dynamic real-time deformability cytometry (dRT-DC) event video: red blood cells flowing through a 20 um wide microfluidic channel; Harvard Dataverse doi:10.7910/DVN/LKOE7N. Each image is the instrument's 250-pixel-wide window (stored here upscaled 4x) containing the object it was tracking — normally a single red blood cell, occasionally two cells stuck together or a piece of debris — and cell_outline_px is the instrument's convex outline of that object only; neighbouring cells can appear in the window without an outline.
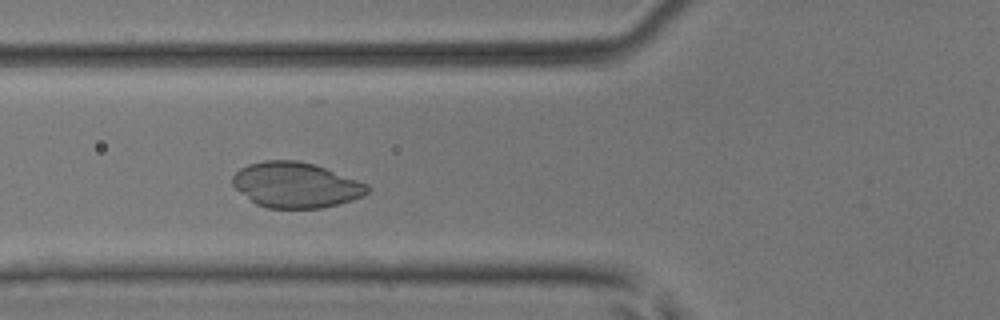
{"species": "common noctule bat (a hibernating species)", "species_latin": "Nyctalus noctula", "temperature_condition": "room temperature", "stored_images_in_passage": 10, "camera_frame_rate_fps": 3000, "um_per_image_px": 0.085, "animal": {"sex": "male", "body_mass_g": 17.9, "forearm_length_mm": 54.2}, "frame": {"image": 1, "passage_image": 7, "time_ms": 2.0, "image_size_px": [1000, 320], "cell_outline_px": [[372, 188], [364, 196], [352, 200], [320, 208], [268, 208], [256, 204], [236, 188], [232, 184], [232, 176], [240, 168], [248, 164], [264, 160], [296, 160], [316, 164], [368, 184]], "centroid_in_image_um": [25.16, 15.71], "position_along_channel_um": 100.6, "area_um2": 35.72}}
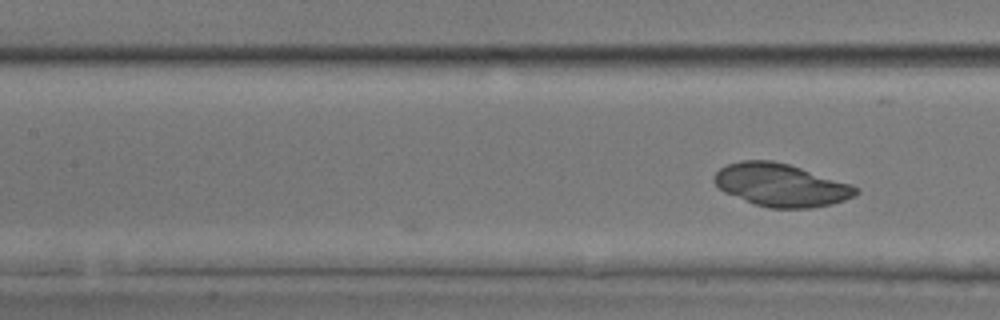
{"frame": {"image": 2, "passage_image": 10, "time_ms": 3.0, "image_size_px": [1000, 320], "cell_outline_px": [[860, 192], [844, 200], [832, 204], [812, 208], [768, 208], [756, 204], [724, 192], [712, 180], [712, 176], [720, 168], [728, 164], [740, 160], [772, 160], [788, 164], [852, 184], [860, 188]], "centroid_in_image_um": [66.38, 15.72], "position_along_channel_um": 141.0, "area_um2": 35.32}}